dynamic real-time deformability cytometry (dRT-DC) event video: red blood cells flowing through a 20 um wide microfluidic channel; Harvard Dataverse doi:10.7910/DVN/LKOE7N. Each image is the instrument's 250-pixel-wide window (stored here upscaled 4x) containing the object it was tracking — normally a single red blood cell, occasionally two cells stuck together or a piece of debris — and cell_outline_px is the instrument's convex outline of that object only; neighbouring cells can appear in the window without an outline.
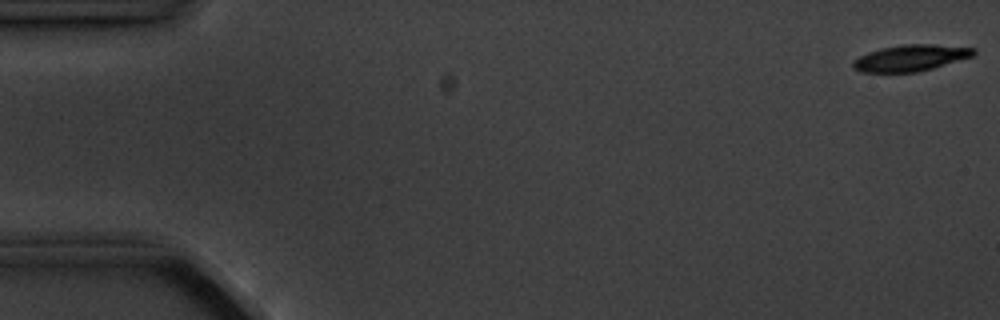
{"species": "common noctule bat (a hibernating species)", "species_latin": "Nyctalus noctula", "temperature_condition": "cold", "stored_images_in_passage": 6, "camera_frame_rate_fps": 3000, "um_per_image_px": 0.085, "animal": {"sex": "male", "body_mass_g": 20.1, "forearm_length_mm": 53.5}, "frame": {"image": 1, "passage_image": 1, "time_ms": 0.0, "image_size_px": [1000, 320], "cell_outline_px": [[976, 56], [932, 68], [916, 72], [860, 72], [852, 68], [852, 60], [868, 52], [880, 48], [904, 44], [936, 44], [976, 48]], "centroid_in_image_um": [77.42, 4.92], "position_along_channel_um": 7.6, "area_um2": 18.73}}